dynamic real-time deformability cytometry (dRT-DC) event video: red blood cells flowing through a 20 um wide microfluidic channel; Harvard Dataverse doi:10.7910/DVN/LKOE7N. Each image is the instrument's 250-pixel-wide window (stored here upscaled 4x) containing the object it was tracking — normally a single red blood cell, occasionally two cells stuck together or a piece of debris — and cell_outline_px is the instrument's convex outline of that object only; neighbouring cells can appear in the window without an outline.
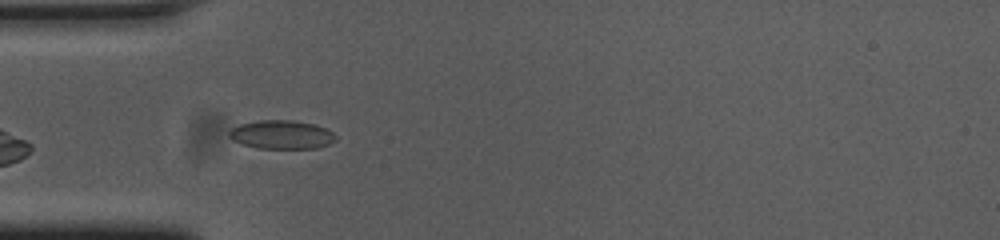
{"species": "common noctule bat (a hibernating species)", "species_latin": "Nyctalus noctula", "temperature_condition": "cold", "stored_images_in_passage": 38, "camera_frame_rate_fps": 3000, "um_per_image_px": 0.085, "animal": {"sex": "female", "body_mass_g": 23.0, "forearm_length_mm": 53.4}, "frame": {"image": 1, "passage_image": 3, "time_ms": 0.667, "image_size_px": [1000, 240], "cell_outline_px": [[336, 140], [328, 144], [316, 148], [260, 148], [244, 144], [232, 140], [228, 136], [228, 132], [232, 128], [240, 124], [260, 120], [292, 120], [316, 124], [332, 132], [336, 136]], "centroid_in_image_um": [23.93, 11.43], "position_along_channel_um": 61.1, "area_um2": 17.69}}
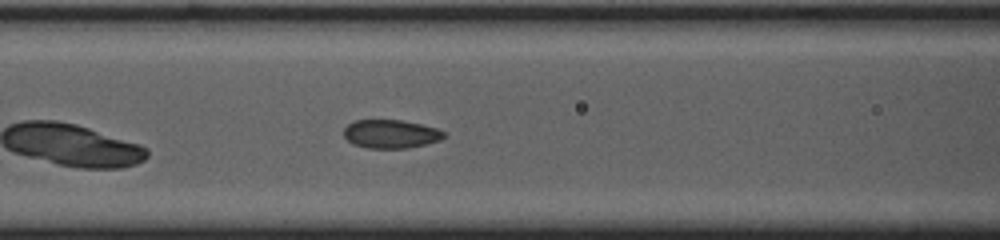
{"frame": {"image": 2, "passage_image": 9, "time_ms": 2.667, "image_size_px": [1000, 240], "cell_outline_px": [[444, 136], [440, 140], [408, 148], [368, 148], [352, 144], [344, 136], [344, 128], [348, 124], [356, 120], [400, 120], [420, 124], [436, 128], [444, 132]], "centroid_in_image_um": [33.18, 11.39], "position_along_channel_um": 133.4, "area_um2": 16.47}}
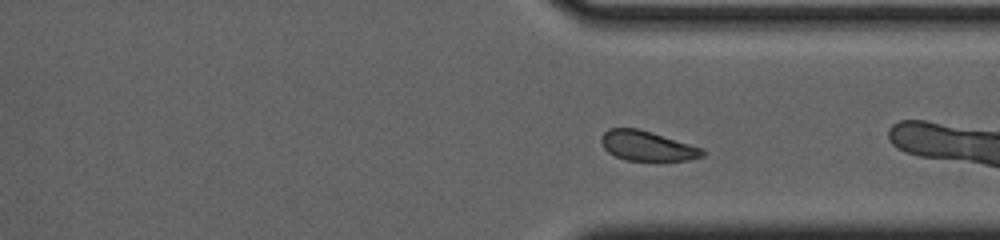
{"frame": {"image": 3, "passage_image": 23, "time_ms": 7.333, "image_size_px": [1000, 240], "cell_outline_px": [[704, 156], [688, 160], [656, 164], [628, 160], [616, 156], [608, 152], [604, 148], [600, 140], [600, 136], [608, 128], [636, 128], [652, 132], [704, 148]], "centroid_in_image_um": [55.05, 12.45], "position_along_channel_um": 356.4, "area_um2": 18.44}, "authors_computed_cell_mechanics": {"area_um2": 18.0336, "velocity_mm_per_s": 3.6855, "shape_relaxation_time_tau1_ms": null, "shape_relaxation_time_tau2_ms": 2.8468, "deformation_change_tau1": null, "deformation_change_tau2": 0.0596}}